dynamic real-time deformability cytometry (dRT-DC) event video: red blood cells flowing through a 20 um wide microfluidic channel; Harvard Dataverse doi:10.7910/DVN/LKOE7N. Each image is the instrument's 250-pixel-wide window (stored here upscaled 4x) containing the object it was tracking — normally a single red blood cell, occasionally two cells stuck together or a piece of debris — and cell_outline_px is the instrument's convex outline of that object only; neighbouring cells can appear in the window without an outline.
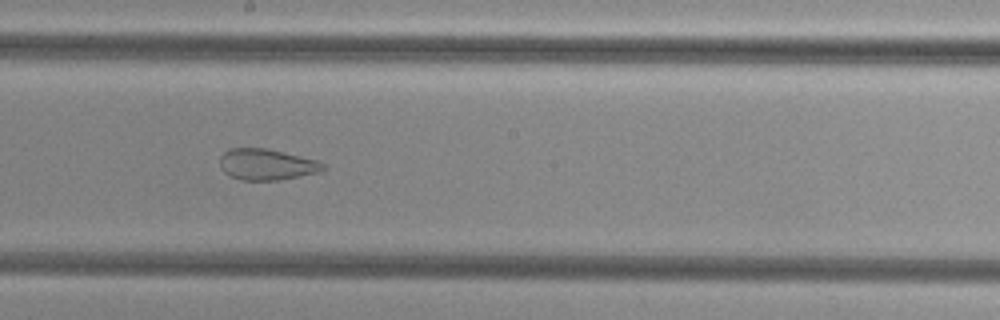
{"species": "common noctule bat (a hibernating species)", "species_latin": "Nyctalus noctula", "temperature_condition": "cold", "stored_images_in_passage": 43, "camera_frame_rate_fps": 3000, "um_per_image_px": 0.085, "animal": {"sex": "female", "body_mass_g": 29.2, "forearm_length_mm": 56.3}, "frame": {"image": 1, "passage_image": 29, "time_ms": 9.333, "image_size_px": [1000, 320], "cell_outline_px": [[328, 168], [324, 172], [280, 180], [240, 180], [224, 172], [220, 168], [220, 156], [228, 148], [264, 148], [316, 160], [324, 164]], "centroid_in_image_um": [22.69, 13.99], "position_along_channel_um": 225.5, "area_um2": 18.84}}
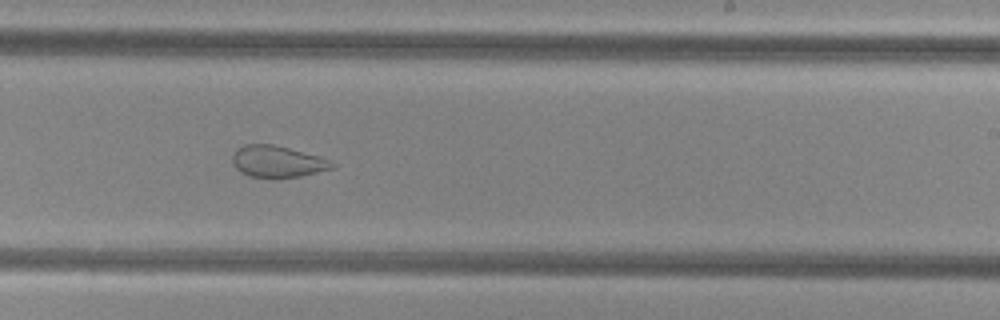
{"frame": {"image": 2, "passage_image": 32, "time_ms": 10.333, "image_size_px": [1000, 320], "cell_outline_px": [[336, 168], [300, 176], [276, 180], [252, 176], [240, 172], [232, 164], [232, 156], [236, 148], [244, 144], [272, 144], [320, 156], [336, 164]], "centroid_in_image_um": [23.57, 13.75], "position_along_channel_um": 265.4, "area_um2": 18.79}}
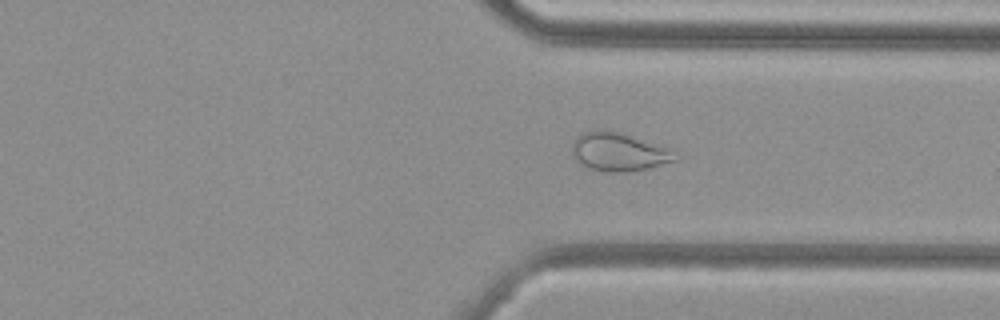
{"frame": {"image": 3, "passage_image": 39, "time_ms": 12.667, "image_size_px": [1000, 320], "cell_outline_px": [[680, 160], [648, 168], [628, 172], [608, 172], [588, 168], [572, 156], [572, 140], [576, 136], [584, 132], [600, 128], [664, 144], [672, 148], [680, 156]], "centroid_in_image_um": [52.67, 12.9], "position_along_channel_um": 358.7, "area_um2": 23.76}}